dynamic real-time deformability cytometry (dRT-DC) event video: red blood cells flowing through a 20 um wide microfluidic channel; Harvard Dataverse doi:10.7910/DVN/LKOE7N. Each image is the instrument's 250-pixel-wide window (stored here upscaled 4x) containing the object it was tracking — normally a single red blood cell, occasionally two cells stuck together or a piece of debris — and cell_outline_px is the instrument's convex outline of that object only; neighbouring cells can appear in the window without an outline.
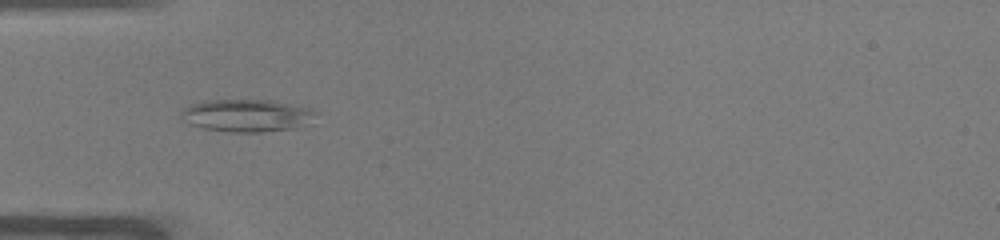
{"species": "common noctule bat (a hibernating species)", "species_latin": "Nyctalus noctula", "temperature_condition": "warm", "stored_images_in_passage": 36, "camera_frame_rate_fps": 3000, "um_per_image_px": 0.085, "animal": {"sex": "male", "body_mass_g": 19.0, "forearm_length_mm": 50.8}, "frame": {"image": 1, "passage_image": 4, "time_ms": 1.0, "image_size_px": [1000, 240], "cell_outline_px": [[316, 112], [296, 128], [260, 132], [228, 132], [204, 128], [188, 124], [180, 116], [180, 112], [184, 108], [192, 104], [204, 100], [272, 100], [312, 108]], "centroid_in_image_um": [20.88, 9.81], "position_along_channel_um": 64.1, "area_um2": 25.2}}
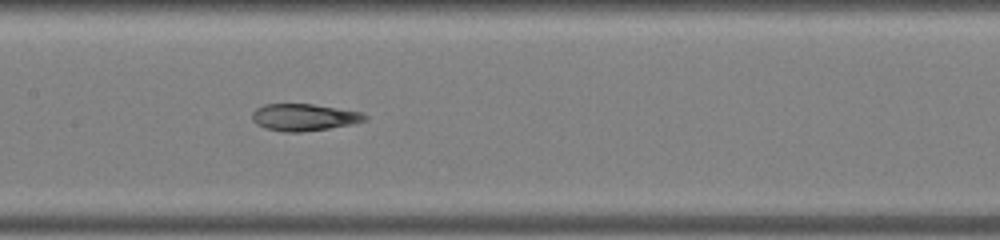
{"frame": {"image": 2, "passage_image": 13, "time_ms": 4.0, "image_size_px": [1000, 240], "cell_outline_px": [[368, 120], [352, 124], [328, 128], [300, 132], [284, 132], [264, 128], [256, 124], [252, 120], [252, 112], [256, 108], [264, 104], [312, 104], [364, 112], [368, 116]], "centroid_in_image_um": [25.85, 9.96], "position_along_channel_um": 181.6, "area_um2": 17.86}}
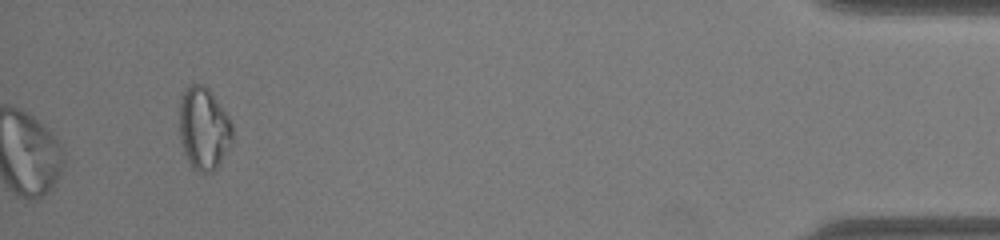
{"frame": {"image": 3, "passage_image": 36, "time_ms": 11.667, "image_size_px": [1000, 240], "cell_outline_px": [[232, 144], [216, 168], [212, 172], [200, 172], [192, 168], [184, 152], [180, 140], [180, 96], [192, 84], [200, 84], [208, 88], [228, 116], [232, 124]], "centroid_in_image_um": [17.32, 10.94], "position_along_channel_um": 417.9, "area_um2": 25.32}, "authors_computed_cell_mechanics": {"area_um2": 19.074, "velocity_mm_per_s": 3.9615, "shape_relaxation_time_tau1_ms": null, "shape_relaxation_time_tau2_ms": 2.1696, "deformation_change_tau1": null, "deformation_change_tau2": 0.0974}}